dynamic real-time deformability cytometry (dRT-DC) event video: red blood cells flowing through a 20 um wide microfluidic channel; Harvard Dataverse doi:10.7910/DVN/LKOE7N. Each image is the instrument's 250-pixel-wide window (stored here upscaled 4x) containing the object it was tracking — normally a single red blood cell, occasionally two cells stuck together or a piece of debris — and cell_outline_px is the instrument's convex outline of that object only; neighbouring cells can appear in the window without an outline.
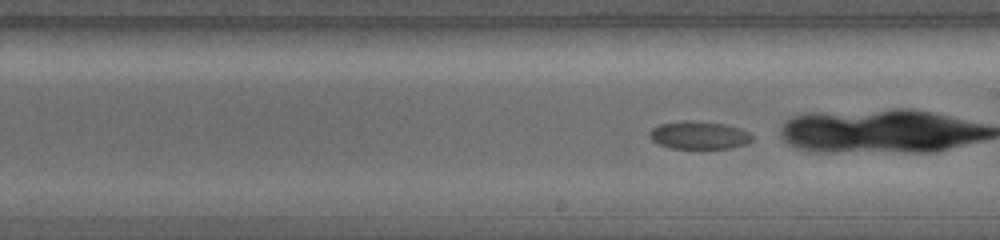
{"species": "common noctule bat (a hibernating species)", "species_latin": "Nyctalus noctula", "temperature_condition": "warm", "stored_images_in_passage": 9, "camera_frame_rate_fps": 5000, "um_per_image_px": 0.085, "animal": {"sex": "female", "body_mass_g": 19.0, "forearm_length_mm": 56.7}, "frame": {"image": 1, "passage_image": 9, "time_ms": 2.8, "image_size_px": [1000, 240], "cell_outline_px": [[752, 140], [748, 144], [732, 148], [672, 148], [656, 144], [648, 136], [648, 132], [652, 128], [660, 124], [728, 124], [752, 132]], "centroid_in_image_um": [59.48, 11.56], "position_along_channel_um": 229.5, "area_um2": 15.95}}